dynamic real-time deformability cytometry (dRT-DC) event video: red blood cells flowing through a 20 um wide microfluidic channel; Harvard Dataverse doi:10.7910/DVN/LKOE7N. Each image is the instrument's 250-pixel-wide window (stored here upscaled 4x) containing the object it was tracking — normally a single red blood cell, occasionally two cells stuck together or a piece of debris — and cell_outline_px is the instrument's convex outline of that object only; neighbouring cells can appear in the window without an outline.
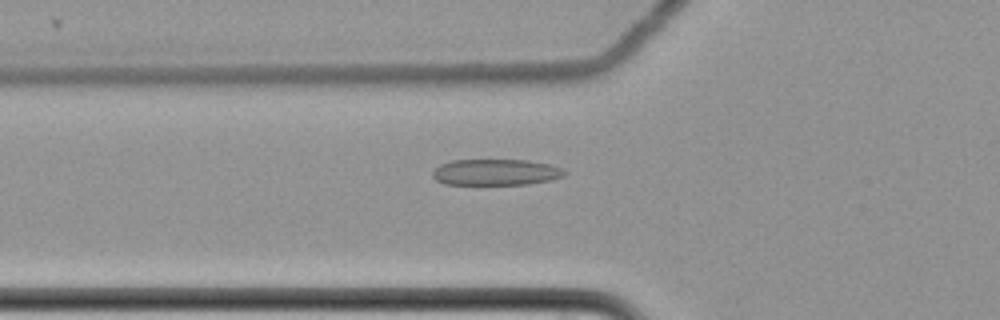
{"species": "common noctule bat (a hibernating species)", "species_latin": "Nyctalus noctula", "temperature_condition": "cold", "stored_images_in_passage": 44, "camera_frame_rate_fps": 3000, "um_per_image_px": 0.085, "animal": {"sex": "female", "body_mass_g": 22.7, "forearm_length_mm": 54.2}, "frame": {"image": 1, "passage_image": 6, "time_ms": 1.667, "image_size_px": [1000, 320], "cell_outline_px": [[568, 172], [564, 176], [552, 180], [528, 184], [444, 184], [436, 180], [432, 176], [432, 172], [440, 164], [452, 160], [528, 160], [548, 164], [560, 168]], "centroid_in_image_um": [42.14, 14.64], "position_along_channel_um": 83.7, "area_um2": 20.11}}
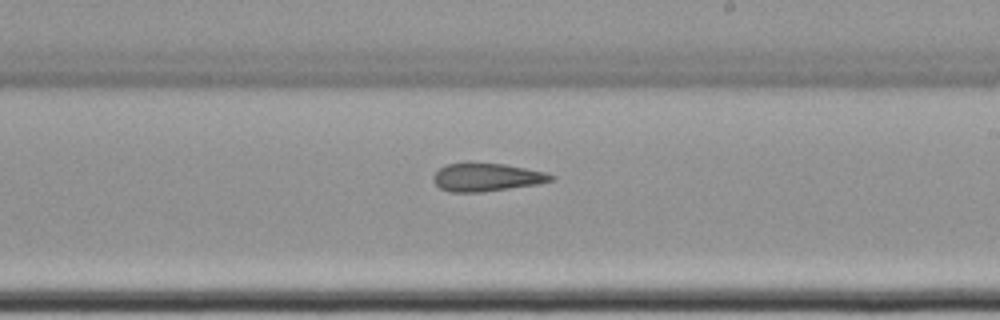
{"frame": {"image": 2, "passage_image": 20, "time_ms": 6.333, "image_size_px": [1000, 320], "cell_outline_px": [[556, 180], [540, 184], [484, 192], [448, 192], [440, 188], [432, 180], [432, 176], [440, 168], [448, 164], [504, 164], [544, 172], [556, 176]], "centroid_in_image_um": [41.4, 15.1], "position_along_channel_um": 247.6, "area_um2": 19.13}}
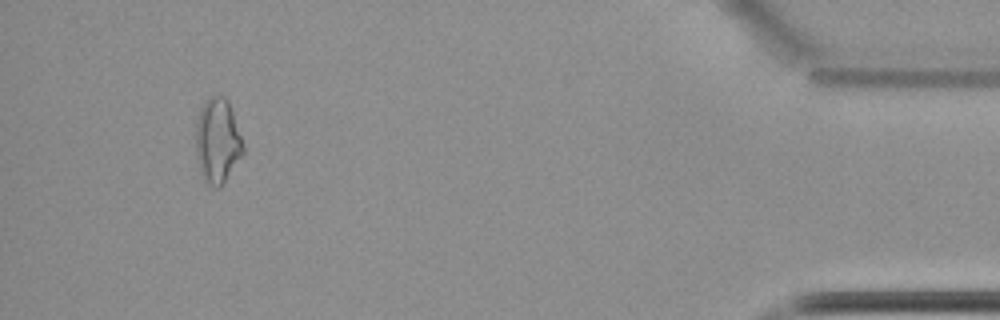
{"frame": {"image": 3, "passage_image": 40, "time_ms": 13.0, "image_size_px": [1000, 320], "cell_outline_px": [[244, 152], [220, 188], [216, 188], [208, 184], [200, 176], [196, 152], [196, 120], [200, 108], [204, 100], [208, 96], [216, 92], [224, 96], [228, 100], [244, 144]], "centroid_in_image_um": [18.47, 11.93], "position_along_channel_um": 416.7, "area_um2": 23.87}, "authors_computed_cell_mechanics": {"area_um2": 20.23, "velocity_mm_per_s": 3.516, "shape_relaxation_time_tau1_ms": null, "shape_relaxation_time_tau2_ms": 11.2743, "deformation_change_tau1": null, "deformation_change_tau2": 0.229}}